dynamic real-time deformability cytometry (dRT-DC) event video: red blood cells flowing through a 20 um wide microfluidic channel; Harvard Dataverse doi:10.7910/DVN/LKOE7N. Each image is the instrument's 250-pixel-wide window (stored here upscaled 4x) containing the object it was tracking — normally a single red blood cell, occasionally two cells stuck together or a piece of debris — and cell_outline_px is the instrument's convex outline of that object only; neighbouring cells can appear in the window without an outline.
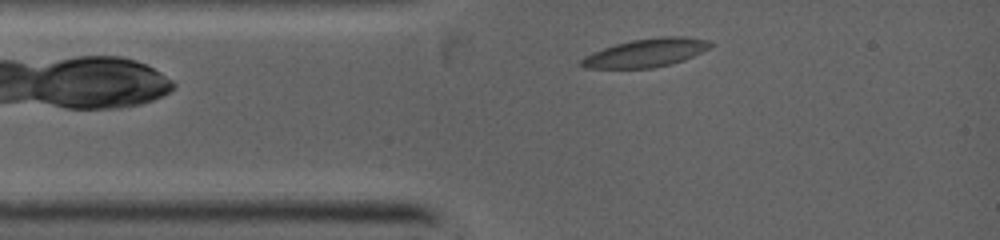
{"species": "common noctule bat (a hibernating species)", "species_latin": "Nyctalus noctula", "temperature_condition": "warm", "stored_images_in_passage": 3, "camera_frame_rate_fps": 5000, "um_per_image_px": 0.085, "animal": {"sex": "female", "body_mass_g": 19.0, "forearm_length_mm": 53.3}, "frame": {"image": 1, "passage_image": 2, "time_ms": 0.6, "image_size_px": [1000, 240], "cell_outline_px": [[712, 44], [708, 48], [684, 60], [672, 64], [652, 68], [584, 68], [580, 64], [580, 60], [584, 56], [592, 52], [616, 44], [632, 40], [660, 36], [684, 36], [708, 40]], "centroid_in_image_um": [54.89, 4.49], "position_along_channel_um": 30.1, "area_um2": 21.21}}